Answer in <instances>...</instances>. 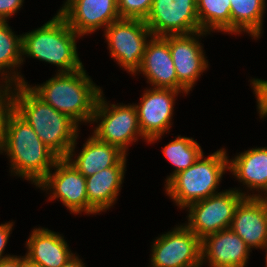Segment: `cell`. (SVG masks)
<instances>
[{"label": "cell", "instance_id": "obj_15", "mask_svg": "<svg viewBox=\"0 0 267 267\" xmlns=\"http://www.w3.org/2000/svg\"><path fill=\"white\" fill-rule=\"evenodd\" d=\"M251 251L230 228L221 230L201 240V265L208 263L209 267H246Z\"/></svg>", "mask_w": 267, "mask_h": 267}, {"label": "cell", "instance_id": "obj_27", "mask_svg": "<svg viewBox=\"0 0 267 267\" xmlns=\"http://www.w3.org/2000/svg\"><path fill=\"white\" fill-rule=\"evenodd\" d=\"M250 85L257 102V111L260 119L267 118V80L252 78Z\"/></svg>", "mask_w": 267, "mask_h": 267}, {"label": "cell", "instance_id": "obj_23", "mask_svg": "<svg viewBox=\"0 0 267 267\" xmlns=\"http://www.w3.org/2000/svg\"><path fill=\"white\" fill-rule=\"evenodd\" d=\"M266 0H230L231 34L248 33L252 39H260L263 33V19Z\"/></svg>", "mask_w": 267, "mask_h": 267}, {"label": "cell", "instance_id": "obj_14", "mask_svg": "<svg viewBox=\"0 0 267 267\" xmlns=\"http://www.w3.org/2000/svg\"><path fill=\"white\" fill-rule=\"evenodd\" d=\"M81 37L105 30L120 18L118 0H65L57 11Z\"/></svg>", "mask_w": 267, "mask_h": 267}, {"label": "cell", "instance_id": "obj_18", "mask_svg": "<svg viewBox=\"0 0 267 267\" xmlns=\"http://www.w3.org/2000/svg\"><path fill=\"white\" fill-rule=\"evenodd\" d=\"M228 170L247 187V192L243 191L245 197H267V147L250 148L237 154L228 160Z\"/></svg>", "mask_w": 267, "mask_h": 267}, {"label": "cell", "instance_id": "obj_2", "mask_svg": "<svg viewBox=\"0 0 267 267\" xmlns=\"http://www.w3.org/2000/svg\"><path fill=\"white\" fill-rule=\"evenodd\" d=\"M8 105L34 130L59 158H66L78 135L79 125L68 115L38 97L27 84L6 88Z\"/></svg>", "mask_w": 267, "mask_h": 267}, {"label": "cell", "instance_id": "obj_24", "mask_svg": "<svg viewBox=\"0 0 267 267\" xmlns=\"http://www.w3.org/2000/svg\"><path fill=\"white\" fill-rule=\"evenodd\" d=\"M230 0H197V16L202 31L231 34Z\"/></svg>", "mask_w": 267, "mask_h": 267}, {"label": "cell", "instance_id": "obj_7", "mask_svg": "<svg viewBox=\"0 0 267 267\" xmlns=\"http://www.w3.org/2000/svg\"><path fill=\"white\" fill-rule=\"evenodd\" d=\"M110 56L123 70L136 75L152 33L144 20L119 19L103 32Z\"/></svg>", "mask_w": 267, "mask_h": 267}, {"label": "cell", "instance_id": "obj_33", "mask_svg": "<svg viewBox=\"0 0 267 267\" xmlns=\"http://www.w3.org/2000/svg\"><path fill=\"white\" fill-rule=\"evenodd\" d=\"M20 267H41V266L29 260L26 256H20Z\"/></svg>", "mask_w": 267, "mask_h": 267}, {"label": "cell", "instance_id": "obj_29", "mask_svg": "<svg viewBox=\"0 0 267 267\" xmlns=\"http://www.w3.org/2000/svg\"><path fill=\"white\" fill-rule=\"evenodd\" d=\"M15 222H5L4 224H0V260L10 258L14 255L11 254H5L4 251L6 248V245L9 241L10 234L12 233L13 226Z\"/></svg>", "mask_w": 267, "mask_h": 267}, {"label": "cell", "instance_id": "obj_9", "mask_svg": "<svg viewBox=\"0 0 267 267\" xmlns=\"http://www.w3.org/2000/svg\"><path fill=\"white\" fill-rule=\"evenodd\" d=\"M54 170V172H52ZM49 194L47 200L61 201L71 212L79 215L99 214L89 203L86 190V178L67 158H59L46 177L36 186Z\"/></svg>", "mask_w": 267, "mask_h": 267}, {"label": "cell", "instance_id": "obj_19", "mask_svg": "<svg viewBox=\"0 0 267 267\" xmlns=\"http://www.w3.org/2000/svg\"><path fill=\"white\" fill-rule=\"evenodd\" d=\"M62 235L48 228H34L26 240L24 256L41 267H61L76 254Z\"/></svg>", "mask_w": 267, "mask_h": 267}, {"label": "cell", "instance_id": "obj_13", "mask_svg": "<svg viewBox=\"0 0 267 267\" xmlns=\"http://www.w3.org/2000/svg\"><path fill=\"white\" fill-rule=\"evenodd\" d=\"M210 33L199 31L188 35H169V48L178 78V91L189 94L207 68V57L199 38ZM195 84V85H194Z\"/></svg>", "mask_w": 267, "mask_h": 267}, {"label": "cell", "instance_id": "obj_1", "mask_svg": "<svg viewBox=\"0 0 267 267\" xmlns=\"http://www.w3.org/2000/svg\"><path fill=\"white\" fill-rule=\"evenodd\" d=\"M0 153L7 154L10 173L37 186L59 157L8 104L0 118Z\"/></svg>", "mask_w": 267, "mask_h": 267}, {"label": "cell", "instance_id": "obj_17", "mask_svg": "<svg viewBox=\"0 0 267 267\" xmlns=\"http://www.w3.org/2000/svg\"><path fill=\"white\" fill-rule=\"evenodd\" d=\"M230 229L252 250L267 241V197H244L234 212Z\"/></svg>", "mask_w": 267, "mask_h": 267}, {"label": "cell", "instance_id": "obj_6", "mask_svg": "<svg viewBox=\"0 0 267 267\" xmlns=\"http://www.w3.org/2000/svg\"><path fill=\"white\" fill-rule=\"evenodd\" d=\"M92 123L97 124L96 127H93L92 134L99 141L118 147L126 155H128L129 145H133V142H137L140 137L149 143L140 130L138 113L134 103H128V105L123 103L111 104L103 92L96 104Z\"/></svg>", "mask_w": 267, "mask_h": 267}, {"label": "cell", "instance_id": "obj_26", "mask_svg": "<svg viewBox=\"0 0 267 267\" xmlns=\"http://www.w3.org/2000/svg\"><path fill=\"white\" fill-rule=\"evenodd\" d=\"M153 0H118V13L121 19L146 20Z\"/></svg>", "mask_w": 267, "mask_h": 267}, {"label": "cell", "instance_id": "obj_20", "mask_svg": "<svg viewBox=\"0 0 267 267\" xmlns=\"http://www.w3.org/2000/svg\"><path fill=\"white\" fill-rule=\"evenodd\" d=\"M78 137L79 133L66 158L85 177L116 166L126 156L118 147L99 141L93 134L87 138L77 155Z\"/></svg>", "mask_w": 267, "mask_h": 267}, {"label": "cell", "instance_id": "obj_22", "mask_svg": "<svg viewBox=\"0 0 267 267\" xmlns=\"http://www.w3.org/2000/svg\"><path fill=\"white\" fill-rule=\"evenodd\" d=\"M22 63V34L16 35L8 21L0 20V87L27 84L19 67Z\"/></svg>", "mask_w": 267, "mask_h": 267}, {"label": "cell", "instance_id": "obj_34", "mask_svg": "<svg viewBox=\"0 0 267 267\" xmlns=\"http://www.w3.org/2000/svg\"><path fill=\"white\" fill-rule=\"evenodd\" d=\"M262 250H265V267H267V241L266 243L262 246Z\"/></svg>", "mask_w": 267, "mask_h": 267}, {"label": "cell", "instance_id": "obj_8", "mask_svg": "<svg viewBox=\"0 0 267 267\" xmlns=\"http://www.w3.org/2000/svg\"><path fill=\"white\" fill-rule=\"evenodd\" d=\"M243 189L230 188L214 194L204 200L188 205L186 223L201 240L209 234L230 228L234 212L245 197Z\"/></svg>", "mask_w": 267, "mask_h": 267}, {"label": "cell", "instance_id": "obj_11", "mask_svg": "<svg viewBox=\"0 0 267 267\" xmlns=\"http://www.w3.org/2000/svg\"><path fill=\"white\" fill-rule=\"evenodd\" d=\"M153 36L188 35L202 31L197 0H153L145 20Z\"/></svg>", "mask_w": 267, "mask_h": 267}, {"label": "cell", "instance_id": "obj_12", "mask_svg": "<svg viewBox=\"0 0 267 267\" xmlns=\"http://www.w3.org/2000/svg\"><path fill=\"white\" fill-rule=\"evenodd\" d=\"M182 91L149 88L143 91L138 104V123L143 136L152 144L170 133L176 97Z\"/></svg>", "mask_w": 267, "mask_h": 267}, {"label": "cell", "instance_id": "obj_25", "mask_svg": "<svg viewBox=\"0 0 267 267\" xmlns=\"http://www.w3.org/2000/svg\"><path fill=\"white\" fill-rule=\"evenodd\" d=\"M162 153L174 167V171L166 177L165 183H167L177 173L192 166L204 152L192 137L178 135L163 147Z\"/></svg>", "mask_w": 267, "mask_h": 267}, {"label": "cell", "instance_id": "obj_28", "mask_svg": "<svg viewBox=\"0 0 267 267\" xmlns=\"http://www.w3.org/2000/svg\"><path fill=\"white\" fill-rule=\"evenodd\" d=\"M24 0H0V20L8 21L23 6Z\"/></svg>", "mask_w": 267, "mask_h": 267}, {"label": "cell", "instance_id": "obj_21", "mask_svg": "<svg viewBox=\"0 0 267 267\" xmlns=\"http://www.w3.org/2000/svg\"><path fill=\"white\" fill-rule=\"evenodd\" d=\"M126 155L116 166L101 170L86 178L88 203L99 213L113 207L121 192L126 169Z\"/></svg>", "mask_w": 267, "mask_h": 267}, {"label": "cell", "instance_id": "obj_4", "mask_svg": "<svg viewBox=\"0 0 267 267\" xmlns=\"http://www.w3.org/2000/svg\"><path fill=\"white\" fill-rule=\"evenodd\" d=\"M79 38L57 12L41 27L22 34V63L27 57L53 64L57 72L80 70L84 65L77 52Z\"/></svg>", "mask_w": 267, "mask_h": 267}, {"label": "cell", "instance_id": "obj_5", "mask_svg": "<svg viewBox=\"0 0 267 267\" xmlns=\"http://www.w3.org/2000/svg\"><path fill=\"white\" fill-rule=\"evenodd\" d=\"M228 154L225 148L209 154L204 153L188 169L173 176L164 184L166 196L181 210L197 201L204 200L214 194L228 171Z\"/></svg>", "mask_w": 267, "mask_h": 267}, {"label": "cell", "instance_id": "obj_31", "mask_svg": "<svg viewBox=\"0 0 267 267\" xmlns=\"http://www.w3.org/2000/svg\"><path fill=\"white\" fill-rule=\"evenodd\" d=\"M78 256L79 255L75 254L71 259H69L61 267H86L85 263Z\"/></svg>", "mask_w": 267, "mask_h": 267}, {"label": "cell", "instance_id": "obj_32", "mask_svg": "<svg viewBox=\"0 0 267 267\" xmlns=\"http://www.w3.org/2000/svg\"><path fill=\"white\" fill-rule=\"evenodd\" d=\"M8 104V96H7V91L5 87H0V118L3 109L7 106Z\"/></svg>", "mask_w": 267, "mask_h": 267}, {"label": "cell", "instance_id": "obj_30", "mask_svg": "<svg viewBox=\"0 0 267 267\" xmlns=\"http://www.w3.org/2000/svg\"><path fill=\"white\" fill-rule=\"evenodd\" d=\"M0 267H20V255L0 260Z\"/></svg>", "mask_w": 267, "mask_h": 267}, {"label": "cell", "instance_id": "obj_10", "mask_svg": "<svg viewBox=\"0 0 267 267\" xmlns=\"http://www.w3.org/2000/svg\"><path fill=\"white\" fill-rule=\"evenodd\" d=\"M150 251V267H202L201 239L184 223L159 235Z\"/></svg>", "mask_w": 267, "mask_h": 267}, {"label": "cell", "instance_id": "obj_3", "mask_svg": "<svg viewBox=\"0 0 267 267\" xmlns=\"http://www.w3.org/2000/svg\"><path fill=\"white\" fill-rule=\"evenodd\" d=\"M84 68L73 72H56L54 77L40 85H27L44 102L68 115L78 125H91L103 90L93 82Z\"/></svg>", "mask_w": 267, "mask_h": 267}, {"label": "cell", "instance_id": "obj_16", "mask_svg": "<svg viewBox=\"0 0 267 267\" xmlns=\"http://www.w3.org/2000/svg\"><path fill=\"white\" fill-rule=\"evenodd\" d=\"M152 88L178 91V78L169 48V35L153 36L148 40L140 69Z\"/></svg>", "mask_w": 267, "mask_h": 267}]
</instances>
